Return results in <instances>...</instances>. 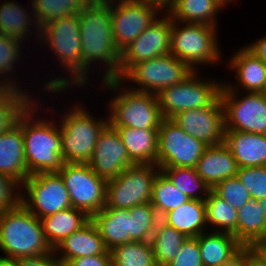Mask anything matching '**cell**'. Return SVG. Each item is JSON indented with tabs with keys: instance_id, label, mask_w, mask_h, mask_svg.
Listing matches in <instances>:
<instances>
[{
	"instance_id": "6da1fadb",
	"label": "cell",
	"mask_w": 266,
	"mask_h": 266,
	"mask_svg": "<svg viewBox=\"0 0 266 266\" xmlns=\"http://www.w3.org/2000/svg\"><path fill=\"white\" fill-rule=\"evenodd\" d=\"M78 20L83 55V88L87 89L91 82L88 78L92 77L90 73L96 74L99 69H103V73L98 74L102 78L100 81L119 79L121 52L112 33L110 0H91L78 14Z\"/></svg>"
},
{
	"instance_id": "7a4b0ae2",
	"label": "cell",
	"mask_w": 266,
	"mask_h": 266,
	"mask_svg": "<svg viewBox=\"0 0 266 266\" xmlns=\"http://www.w3.org/2000/svg\"><path fill=\"white\" fill-rule=\"evenodd\" d=\"M42 44V45H41ZM45 44V45H44ZM39 46L50 50L64 75L51 77L41 91L51 94L68 93L70 88H83V55L81 51L78 14L54 20L40 29ZM44 46V47H43ZM56 57V58H55ZM66 69V70H65ZM66 75V76H65ZM48 81V82H47Z\"/></svg>"
},
{
	"instance_id": "3957f363",
	"label": "cell",
	"mask_w": 266,
	"mask_h": 266,
	"mask_svg": "<svg viewBox=\"0 0 266 266\" xmlns=\"http://www.w3.org/2000/svg\"><path fill=\"white\" fill-rule=\"evenodd\" d=\"M37 99L22 113L24 157L29 176L58 172L64 164L60 126L55 119L48 120L45 115L42 117V107L49 110L48 112L52 111L50 113L58 110L51 106L48 107L50 109L44 107L45 102L42 105L40 97ZM38 111H41V114Z\"/></svg>"
},
{
	"instance_id": "277c9868",
	"label": "cell",
	"mask_w": 266,
	"mask_h": 266,
	"mask_svg": "<svg viewBox=\"0 0 266 266\" xmlns=\"http://www.w3.org/2000/svg\"><path fill=\"white\" fill-rule=\"evenodd\" d=\"M99 91L114 93L108 101V121L112 127L158 129L163 117L157 95L134 91L119 79L100 81ZM102 87V88H101ZM104 89V90H103ZM116 93V94H115Z\"/></svg>"
},
{
	"instance_id": "5b68a950",
	"label": "cell",
	"mask_w": 266,
	"mask_h": 266,
	"mask_svg": "<svg viewBox=\"0 0 266 266\" xmlns=\"http://www.w3.org/2000/svg\"><path fill=\"white\" fill-rule=\"evenodd\" d=\"M1 260L35 257L53 251L48 244L40 219L22 203L15 209L0 212Z\"/></svg>"
},
{
	"instance_id": "8992f818",
	"label": "cell",
	"mask_w": 266,
	"mask_h": 266,
	"mask_svg": "<svg viewBox=\"0 0 266 266\" xmlns=\"http://www.w3.org/2000/svg\"><path fill=\"white\" fill-rule=\"evenodd\" d=\"M71 106L66 111L59 110L60 114L64 112L58 120L62 138V159L64 163L88 164L99 135L109 124L108 116L96 118L81 102L74 101L73 106L71 101Z\"/></svg>"
},
{
	"instance_id": "52a82bcc",
	"label": "cell",
	"mask_w": 266,
	"mask_h": 266,
	"mask_svg": "<svg viewBox=\"0 0 266 266\" xmlns=\"http://www.w3.org/2000/svg\"><path fill=\"white\" fill-rule=\"evenodd\" d=\"M218 29L220 28L206 24L172 20L170 54L186 63L193 71H198L205 65L212 67L221 62L223 64Z\"/></svg>"
},
{
	"instance_id": "ba28073f",
	"label": "cell",
	"mask_w": 266,
	"mask_h": 266,
	"mask_svg": "<svg viewBox=\"0 0 266 266\" xmlns=\"http://www.w3.org/2000/svg\"><path fill=\"white\" fill-rule=\"evenodd\" d=\"M199 71L201 68L193 71L181 83L157 94L163 118L171 119L185 110L211 106L220 97L223 79L217 81L215 78H203Z\"/></svg>"
},
{
	"instance_id": "9c48e42d",
	"label": "cell",
	"mask_w": 266,
	"mask_h": 266,
	"mask_svg": "<svg viewBox=\"0 0 266 266\" xmlns=\"http://www.w3.org/2000/svg\"><path fill=\"white\" fill-rule=\"evenodd\" d=\"M192 72L186 63L167 54L134 64L119 80L134 91L157 95L163 89L181 83Z\"/></svg>"
},
{
	"instance_id": "30bf717a",
	"label": "cell",
	"mask_w": 266,
	"mask_h": 266,
	"mask_svg": "<svg viewBox=\"0 0 266 266\" xmlns=\"http://www.w3.org/2000/svg\"><path fill=\"white\" fill-rule=\"evenodd\" d=\"M159 171L156 164H134L126 167L117 177L107 181L105 206L129 209L150 203L152 183Z\"/></svg>"
},
{
	"instance_id": "8fae6325",
	"label": "cell",
	"mask_w": 266,
	"mask_h": 266,
	"mask_svg": "<svg viewBox=\"0 0 266 266\" xmlns=\"http://www.w3.org/2000/svg\"><path fill=\"white\" fill-rule=\"evenodd\" d=\"M243 94V96H242ZM224 129L266 135V96L232 91L224 83L220 92Z\"/></svg>"
},
{
	"instance_id": "7c38bea8",
	"label": "cell",
	"mask_w": 266,
	"mask_h": 266,
	"mask_svg": "<svg viewBox=\"0 0 266 266\" xmlns=\"http://www.w3.org/2000/svg\"><path fill=\"white\" fill-rule=\"evenodd\" d=\"M21 203L38 219L72 207L58 172L30 175L21 185Z\"/></svg>"
},
{
	"instance_id": "4fadbf2b",
	"label": "cell",
	"mask_w": 266,
	"mask_h": 266,
	"mask_svg": "<svg viewBox=\"0 0 266 266\" xmlns=\"http://www.w3.org/2000/svg\"><path fill=\"white\" fill-rule=\"evenodd\" d=\"M58 173L68 190L72 207L92 217L105 206L107 181L97 176L89 164L64 163Z\"/></svg>"
},
{
	"instance_id": "5bb4252c",
	"label": "cell",
	"mask_w": 266,
	"mask_h": 266,
	"mask_svg": "<svg viewBox=\"0 0 266 266\" xmlns=\"http://www.w3.org/2000/svg\"><path fill=\"white\" fill-rule=\"evenodd\" d=\"M207 146L185 133L171 119L163 118L158 128L157 166L195 168Z\"/></svg>"
},
{
	"instance_id": "9a60e30c",
	"label": "cell",
	"mask_w": 266,
	"mask_h": 266,
	"mask_svg": "<svg viewBox=\"0 0 266 266\" xmlns=\"http://www.w3.org/2000/svg\"><path fill=\"white\" fill-rule=\"evenodd\" d=\"M162 13L159 7L143 0H110L112 33L122 52Z\"/></svg>"
},
{
	"instance_id": "2e32d148",
	"label": "cell",
	"mask_w": 266,
	"mask_h": 266,
	"mask_svg": "<svg viewBox=\"0 0 266 266\" xmlns=\"http://www.w3.org/2000/svg\"><path fill=\"white\" fill-rule=\"evenodd\" d=\"M171 32L172 19L164 12L121 52L119 79L134 64L170 54Z\"/></svg>"
},
{
	"instance_id": "e0dca14e",
	"label": "cell",
	"mask_w": 266,
	"mask_h": 266,
	"mask_svg": "<svg viewBox=\"0 0 266 266\" xmlns=\"http://www.w3.org/2000/svg\"><path fill=\"white\" fill-rule=\"evenodd\" d=\"M171 120L208 146L224 142V109L220 97L211 106L182 111Z\"/></svg>"
},
{
	"instance_id": "ac0fdd59",
	"label": "cell",
	"mask_w": 266,
	"mask_h": 266,
	"mask_svg": "<svg viewBox=\"0 0 266 266\" xmlns=\"http://www.w3.org/2000/svg\"><path fill=\"white\" fill-rule=\"evenodd\" d=\"M88 164L97 176L108 181L135 163L130 159L127 148L116 129L108 124L99 135Z\"/></svg>"
},
{
	"instance_id": "d6986e66",
	"label": "cell",
	"mask_w": 266,
	"mask_h": 266,
	"mask_svg": "<svg viewBox=\"0 0 266 266\" xmlns=\"http://www.w3.org/2000/svg\"><path fill=\"white\" fill-rule=\"evenodd\" d=\"M230 70L235 72L236 82L224 84L232 91L261 93L266 82V65L263 61L250 52L245 46L232 53L228 58ZM232 83H234L232 85Z\"/></svg>"
},
{
	"instance_id": "ffe728a7",
	"label": "cell",
	"mask_w": 266,
	"mask_h": 266,
	"mask_svg": "<svg viewBox=\"0 0 266 266\" xmlns=\"http://www.w3.org/2000/svg\"><path fill=\"white\" fill-rule=\"evenodd\" d=\"M63 266L70 260L96 255H110L96 225L90 220L80 230L67 236L55 249Z\"/></svg>"
},
{
	"instance_id": "44dd1931",
	"label": "cell",
	"mask_w": 266,
	"mask_h": 266,
	"mask_svg": "<svg viewBox=\"0 0 266 266\" xmlns=\"http://www.w3.org/2000/svg\"><path fill=\"white\" fill-rule=\"evenodd\" d=\"M0 173L12 177L20 185L29 176L24 157L22 114L16 125L0 134Z\"/></svg>"
},
{
	"instance_id": "7402d4cb",
	"label": "cell",
	"mask_w": 266,
	"mask_h": 266,
	"mask_svg": "<svg viewBox=\"0 0 266 266\" xmlns=\"http://www.w3.org/2000/svg\"><path fill=\"white\" fill-rule=\"evenodd\" d=\"M29 2V8L15 0L0 2V34L14 36L24 42L30 34H34L33 43H39L40 27L34 16L32 1Z\"/></svg>"
},
{
	"instance_id": "603a6c76",
	"label": "cell",
	"mask_w": 266,
	"mask_h": 266,
	"mask_svg": "<svg viewBox=\"0 0 266 266\" xmlns=\"http://www.w3.org/2000/svg\"><path fill=\"white\" fill-rule=\"evenodd\" d=\"M197 174L212 189L220 181L235 177L238 165L230 149L223 142L207 146L195 167Z\"/></svg>"
},
{
	"instance_id": "cb8c5ba5",
	"label": "cell",
	"mask_w": 266,
	"mask_h": 266,
	"mask_svg": "<svg viewBox=\"0 0 266 266\" xmlns=\"http://www.w3.org/2000/svg\"><path fill=\"white\" fill-rule=\"evenodd\" d=\"M224 143L238 168L266 166V135L225 130Z\"/></svg>"
},
{
	"instance_id": "d4e9b609",
	"label": "cell",
	"mask_w": 266,
	"mask_h": 266,
	"mask_svg": "<svg viewBox=\"0 0 266 266\" xmlns=\"http://www.w3.org/2000/svg\"><path fill=\"white\" fill-rule=\"evenodd\" d=\"M129 209L108 208L104 206L91 217L108 250L114 246L132 242L130 240Z\"/></svg>"
},
{
	"instance_id": "484cf974",
	"label": "cell",
	"mask_w": 266,
	"mask_h": 266,
	"mask_svg": "<svg viewBox=\"0 0 266 266\" xmlns=\"http://www.w3.org/2000/svg\"><path fill=\"white\" fill-rule=\"evenodd\" d=\"M166 225L189 237H198L208 231L205 201L190 199L161 219Z\"/></svg>"
},
{
	"instance_id": "4316f807",
	"label": "cell",
	"mask_w": 266,
	"mask_h": 266,
	"mask_svg": "<svg viewBox=\"0 0 266 266\" xmlns=\"http://www.w3.org/2000/svg\"><path fill=\"white\" fill-rule=\"evenodd\" d=\"M135 164H156L158 129L114 127Z\"/></svg>"
},
{
	"instance_id": "83f0119b",
	"label": "cell",
	"mask_w": 266,
	"mask_h": 266,
	"mask_svg": "<svg viewBox=\"0 0 266 266\" xmlns=\"http://www.w3.org/2000/svg\"><path fill=\"white\" fill-rule=\"evenodd\" d=\"M91 220L84 211L70 207L41 218L43 233L54 250L67 236L80 230Z\"/></svg>"
},
{
	"instance_id": "f1b7e54d",
	"label": "cell",
	"mask_w": 266,
	"mask_h": 266,
	"mask_svg": "<svg viewBox=\"0 0 266 266\" xmlns=\"http://www.w3.org/2000/svg\"><path fill=\"white\" fill-rule=\"evenodd\" d=\"M223 10L225 8L216 0H175L166 13L172 20L218 28L217 15Z\"/></svg>"
},
{
	"instance_id": "f546056e",
	"label": "cell",
	"mask_w": 266,
	"mask_h": 266,
	"mask_svg": "<svg viewBox=\"0 0 266 266\" xmlns=\"http://www.w3.org/2000/svg\"><path fill=\"white\" fill-rule=\"evenodd\" d=\"M203 266H221L242 245L231 233L207 231L198 236Z\"/></svg>"
},
{
	"instance_id": "4dcf8cb0",
	"label": "cell",
	"mask_w": 266,
	"mask_h": 266,
	"mask_svg": "<svg viewBox=\"0 0 266 266\" xmlns=\"http://www.w3.org/2000/svg\"><path fill=\"white\" fill-rule=\"evenodd\" d=\"M24 43V41L17 37L0 34V88L26 91L36 100L37 96L34 97L32 92L28 91L27 86L24 89L25 87L21 86V81L19 83L15 75L17 72L15 69L18 68L17 64H23L21 60L26 56L24 55L26 52H23L25 50L23 48L26 46H22Z\"/></svg>"
},
{
	"instance_id": "1f68e13d",
	"label": "cell",
	"mask_w": 266,
	"mask_h": 266,
	"mask_svg": "<svg viewBox=\"0 0 266 266\" xmlns=\"http://www.w3.org/2000/svg\"><path fill=\"white\" fill-rule=\"evenodd\" d=\"M237 241L242 246L254 245L262 235L266 221V197L251 199L237 209Z\"/></svg>"
},
{
	"instance_id": "d6a6232c",
	"label": "cell",
	"mask_w": 266,
	"mask_h": 266,
	"mask_svg": "<svg viewBox=\"0 0 266 266\" xmlns=\"http://www.w3.org/2000/svg\"><path fill=\"white\" fill-rule=\"evenodd\" d=\"M187 238L185 234L159 220L150 241L156 266H168Z\"/></svg>"
},
{
	"instance_id": "836d02e7",
	"label": "cell",
	"mask_w": 266,
	"mask_h": 266,
	"mask_svg": "<svg viewBox=\"0 0 266 266\" xmlns=\"http://www.w3.org/2000/svg\"><path fill=\"white\" fill-rule=\"evenodd\" d=\"M205 208L208 231L231 233L237 239V209L212 190L205 199Z\"/></svg>"
},
{
	"instance_id": "e575fe53",
	"label": "cell",
	"mask_w": 266,
	"mask_h": 266,
	"mask_svg": "<svg viewBox=\"0 0 266 266\" xmlns=\"http://www.w3.org/2000/svg\"><path fill=\"white\" fill-rule=\"evenodd\" d=\"M189 200L161 171L157 173L152 183L150 203L160 219Z\"/></svg>"
},
{
	"instance_id": "d590c367",
	"label": "cell",
	"mask_w": 266,
	"mask_h": 266,
	"mask_svg": "<svg viewBox=\"0 0 266 266\" xmlns=\"http://www.w3.org/2000/svg\"><path fill=\"white\" fill-rule=\"evenodd\" d=\"M34 100L26 91L0 88V134L16 125L20 115Z\"/></svg>"
},
{
	"instance_id": "8d00e7d4",
	"label": "cell",
	"mask_w": 266,
	"mask_h": 266,
	"mask_svg": "<svg viewBox=\"0 0 266 266\" xmlns=\"http://www.w3.org/2000/svg\"><path fill=\"white\" fill-rule=\"evenodd\" d=\"M160 171L189 199L205 201L211 190L194 167L160 168Z\"/></svg>"
},
{
	"instance_id": "74e56055",
	"label": "cell",
	"mask_w": 266,
	"mask_h": 266,
	"mask_svg": "<svg viewBox=\"0 0 266 266\" xmlns=\"http://www.w3.org/2000/svg\"><path fill=\"white\" fill-rule=\"evenodd\" d=\"M40 29L62 17L79 14L91 0H31Z\"/></svg>"
},
{
	"instance_id": "f35d334b",
	"label": "cell",
	"mask_w": 266,
	"mask_h": 266,
	"mask_svg": "<svg viewBox=\"0 0 266 266\" xmlns=\"http://www.w3.org/2000/svg\"><path fill=\"white\" fill-rule=\"evenodd\" d=\"M109 252L112 266H156L150 241H132L114 246Z\"/></svg>"
},
{
	"instance_id": "ab89813d",
	"label": "cell",
	"mask_w": 266,
	"mask_h": 266,
	"mask_svg": "<svg viewBox=\"0 0 266 266\" xmlns=\"http://www.w3.org/2000/svg\"><path fill=\"white\" fill-rule=\"evenodd\" d=\"M130 240L133 242L151 241L157 222L160 220L151 203L129 208Z\"/></svg>"
},
{
	"instance_id": "60d3db41",
	"label": "cell",
	"mask_w": 266,
	"mask_h": 266,
	"mask_svg": "<svg viewBox=\"0 0 266 266\" xmlns=\"http://www.w3.org/2000/svg\"><path fill=\"white\" fill-rule=\"evenodd\" d=\"M211 190L235 209L242 208L251 200L249 191L237 176L220 181Z\"/></svg>"
},
{
	"instance_id": "b9f144b4",
	"label": "cell",
	"mask_w": 266,
	"mask_h": 266,
	"mask_svg": "<svg viewBox=\"0 0 266 266\" xmlns=\"http://www.w3.org/2000/svg\"><path fill=\"white\" fill-rule=\"evenodd\" d=\"M237 178L249 191L251 199L266 197V166L238 168Z\"/></svg>"
},
{
	"instance_id": "7bdbcfd3",
	"label": "cell",
	"mask_w": 266,
	"mask_h": 266,
	"mask_svg": "<svg viewBox=\"0 0 266 266\" xmlns=\"http://www.w3.org/2000/svg\"><path fill=\"white\" fill-rule=\"evenodd\" d=\"M21 185L0 173V212L15 209L21 203Z\"/></svg>"
},
{
	"instance_id": "ee69618b",
	"label": "cell",
	"mask_w": 266,
	"mask_h": 266,
	"mask_svg": "<svg viewBox=\"0 0 266 266\" xmlns=\"http://www.w3.org/2000/svg\"><path fill=\"white\" fill-rule=\"evenodd\" d=\"M168 266H203L198 237H189Z\"/></svg>"
},
{
	"instance_id": "f6af8a7d",
	"label": "cell",
	"mask_w": 266,
	"mask_h": 266,
	"mask_svg": "<svg viewBox=\"0 0 266 266\" xmlns=\"http://www.w3.org/2000/svg\"><path fill=\"white\" fill-rule=\"evenodd\" d=\"M15 266H63L54 250L35 257H21L13 260Z\"/></svg>"
},
{
	"instance_id": "bcb514c9",
	"label": "cell",
	"mask_w": 266,
	"mask_h": 266,
	"mask_svg": "<svg viewBox=\"0 0 266 266\" xmlns=\"http://www.w3.org/2000/svg\"><path fill=\"white\" fill-rule=\"evenodd\" d=\"M64 266H112L110 255L79 257L67 262Z\"/></svg>"
},
{
	"instance_id": "7dc6e473",
	"label": "cell",
	"mask_w": 266,
	"mask_h": 266,
	"mask_svg": "<svg viewBox=\"0 0 266 266\" xmlns=\"http://www.w3.org/2000/svg\"><path fill=\"white\" fill-rule=\"evenodd\" d=\"M253 257L250 246H242L235 254L221 266H248L249 260Z\"/></svg>"
},
{
	"instance_id": "c3c4849f",
	"label": "cell",
	"mask_w": 266,
	"mask_h": 266,
	"mask_svg": "<svg viewBox=\"0 0 266 266\" xmlns=\"http://www.w3.org/2000/svg\"><path fill=\"white\" fill-rule=\"evenodd\" d=\"M245 47L266 65V33L260 39L258 38L253 43L245 45Z\"/></svg>"
},
{
	"instance_id": "681fc988",
	"label": "cell",
	"mask_w": 266,
	"mask_h": 266,
	"mask_svg": "<svg viewBox=\"0 0 266 266\" xmlns=\"http://www.w3.org/2000/svg\"><path fill=\"white\" fill-rule=\"evenodd\" d=\"M253 256L263 265L266 266V247L264 246H250Z\"/></svg>"
},
{
	"instance_id": "f907efd6",
	"label": "cell",
	"mask_w": 266,
	"mask_h": 266,
	"mask_svg": "<svg viewBox=\"0 0 266 266\" xmlns=\"http://www.w3.org/2000/svg\"><path fill=\"white\" fill-rule=\"evenodd\" d=\"M143 1L159 7L163 12H167V10L175 2V0H143Z\"/></svg>"
},
{
	"instance_id": "816d5d0a",
	"label": "cell",
	"mask_w": 266,
	"mask_h": 266,
	"mask_svg": "<svg viewBox=\"0 0 266 266\" xmlns=\"http://www.w3.org/2000/svg\"><path fill=\"white\" fill-rule=\"evenodd\" d=\"M254 245L266 247V221L262 231L261 238Z\"/></svg>"
},
{
	"instance_id": "f5cc1de1",
	"label": "cell",
	"mask_w": 266,
	"mask_h": 266,
	"mask_svg": "<svg viewBox=\"0 0 266 266\" xmlns=\"http://www.w3.org/2000/svg\"><path fill=\"white\" fill-rule=\"evenodd\" d=\"M218 3H220L224 8H226V6H228L229 4H233L232 2H234V4H236L237 0H216Z\"/></svg>"
},
{
	"instance_id": "db71d44e",
	"label": "cell",
	"mask_w": 266,
	"mask_h": 266,
	"mask_svg": "<svg viewBox=\"0 0 266 266\" xmlns=\"http://www.w3.org/2000/svg\"><path fill=\"white\" fill-rule=\"evenodd\" d=\"M248 266H263L254 256L249 260Z\"/></svg>"
},
{
	"instance_id": "11a10c76",
	"label": "cell",
	"mask_w": 266,
	"mask_h": 266,
	"mask_svg": "<svg viewBox=\"0 0 266 266\" xmlns=\"http://www.w3.org/2000/svg\"><path fill=\"white\" fill-rule=\"evenodd\" d=\"M0 266H15L13 261L1 260L0 259Z\"/></svg>"
},
{
	"instance_id": "9f6ffc18",
	"label": "cell",
	"mask_w": 266,
	"mask_h": 266,
	"mask_svg": "<svg viewBox=\"0 0 266 266\" xmlns=\"http://www.w3.org/2000/svg\"><path fill=\"white\" fill-rule=\"evenodd\" d=\"M261 93L266 96V82H265L264 88Z\"/></svg>"
}]
</instances>
